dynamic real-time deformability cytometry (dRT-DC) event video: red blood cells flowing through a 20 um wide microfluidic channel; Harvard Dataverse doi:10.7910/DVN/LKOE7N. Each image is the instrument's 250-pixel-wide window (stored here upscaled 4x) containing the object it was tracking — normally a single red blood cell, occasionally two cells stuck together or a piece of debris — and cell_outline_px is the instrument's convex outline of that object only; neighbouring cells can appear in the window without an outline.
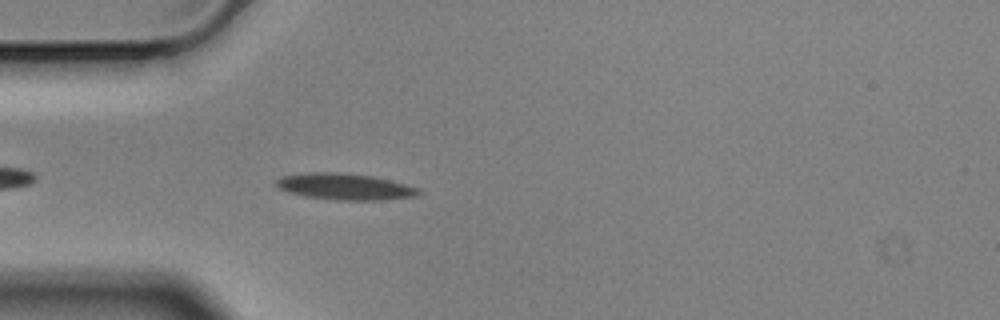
{"species": "Egyptian fruit bat (a non-hibernating species)", "species_latin": "Rousettus aegyptiacus", "temperature_condition": "cold", "stored_images_in_passage": 15, "camera_frame_rate_fps": 3000, "um_per_image_px": 0.085, "animal": {"sex": "male"}, "frame": {"image": 1, "passage_image": 4, "time_ms": 1.0, "image_size_px": [1000, 320], "cell_outline_px": [[420, 196], [384, 200], [336, 200], [304, 196], [288, 192], [280, 188], [276, 184], [276, 180], [280, 176], [304, 172], [340, 172], [372, 176], [420, 188]], "centroid_in_image_um": [29.31, 15.86], "position_along_channel_um": 55.7, "area_um2": 22.02}}
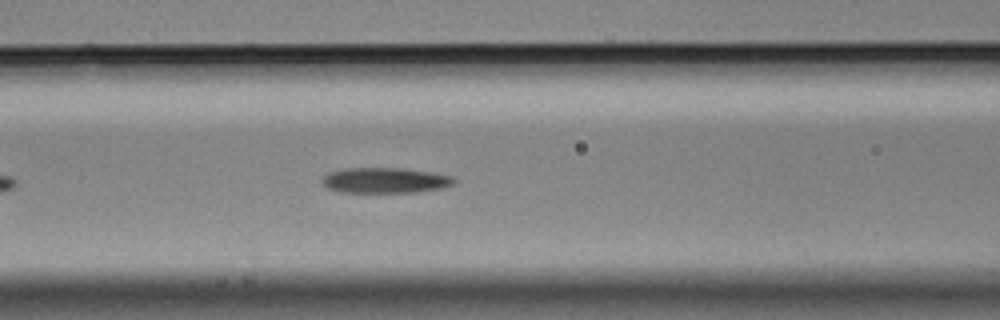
{"frame": {"image": 2, "passage_image": 11, "time_ms": 3.333, "image_size_px": [1000, 320], "cell_outline_px": [[456, 184], [444, 188], [416, 192], [340, 192], [328, 188], [324, 184], [324, 176], [328, 172], [344, 168], [404, 168], [436, 172], [452, 176], [456, 180]], "centroid_in_image_um": [32.82, 15.32], "position_along_channel_um": 133.8, "area_um2": 19.77}}
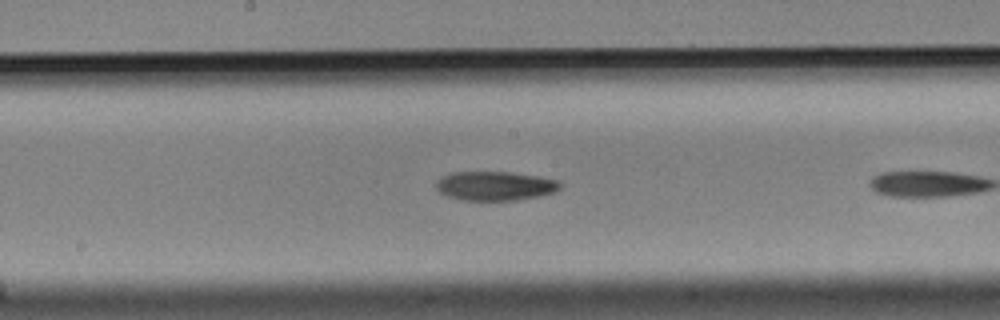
{"frame": {"image": 3, "passage_image": 14, "time_ms": 4.333, "image_size_px": [1000, 320], "cell_outline_px": [[560, 188], [556, 192], [540, 196], [516, 200], [460, 200], [448, 196], [440, 192], [436, 188], [436, 184], [444, 176], [452, 172], [512, 172], [540, 176], [560, 180]], "centroid_in_image_um": [42.14, 15.8], "position_along_channel_um": 206.1, "area_um2": 21.1}}